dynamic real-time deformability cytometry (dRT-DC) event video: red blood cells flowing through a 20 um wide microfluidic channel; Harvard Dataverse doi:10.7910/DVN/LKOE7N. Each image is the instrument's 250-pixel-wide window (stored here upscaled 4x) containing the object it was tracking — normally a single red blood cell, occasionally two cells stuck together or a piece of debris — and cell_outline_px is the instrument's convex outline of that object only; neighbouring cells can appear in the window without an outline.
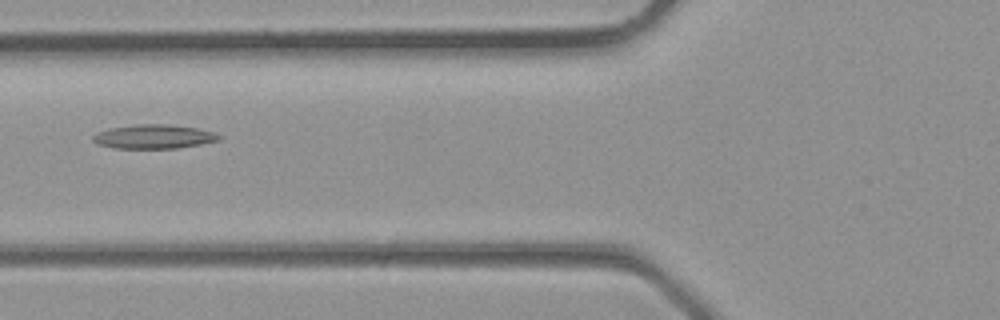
{"species": "common noctule bat (a hibernating species)", "species_latin": "Nyctalus noctula", "temperature_condition": "room temperature", "stored_images_in_passage": 3, "camera_frame_rate_fps": 3000, "um_per_image_px": 0.085, "animal": {"sex": "male", "body_mass_g": 23.1, "forearm_length_mm": 52.7}, "frame": {"image": 1, "passage_image": 3, "time_ms": 0.667, "image_size_px": [1000, 320], "cell_outline_px": [[220, 140], [200, 144], [176, 148], [116, 148], [100, 144], [92, 140], [92, 136], [96, 132], [108, 128], [136, 124], [164, 124], [196, 128], [212, 132], [220, 136]], "centroid_in_image_um": [13.03, 11.6], "position_along_channel_um": 112.8, "area_um2": 17.46}}